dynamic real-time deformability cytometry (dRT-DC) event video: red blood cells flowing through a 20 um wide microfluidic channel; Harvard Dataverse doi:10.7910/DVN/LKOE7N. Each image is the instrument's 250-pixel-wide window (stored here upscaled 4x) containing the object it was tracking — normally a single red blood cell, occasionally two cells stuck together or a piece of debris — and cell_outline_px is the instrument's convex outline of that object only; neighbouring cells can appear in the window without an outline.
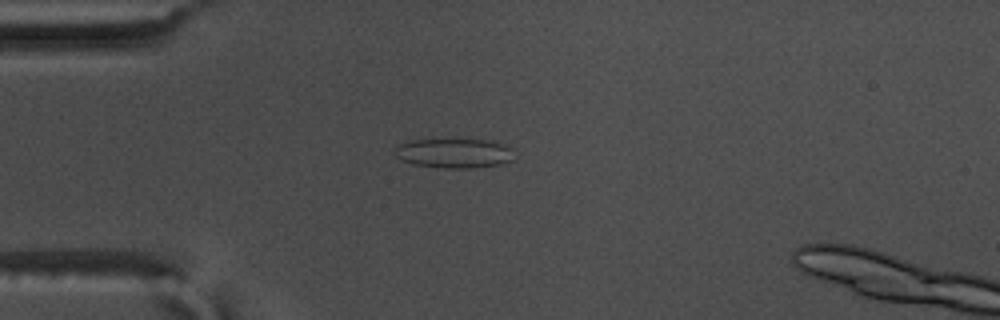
{"species": "common noctule bat (a hibernating species)", "species_latin": "Nyctalus noctula", "temperature_condition": "warm", "stored_images_in_passage": 49, "segment_of_instrument_passage": [1, 2], "camera_frame_rate_fps": 3000, "um_per_image_px": 0.085, "animal": {"sex": "male", "body_mass_g": 17.5, "forearm_length_mm": 52.3}, "frame": {"image": 1, "passage_image": 8, "time_ms": 2.333, "image_size_px": [1000, 320], "cell_outline_px": [[512, 160], [500, 164], [472, 168], [444, 168], [412, 164], [400, 160], [396, 156], [396, 148], [400, 144], [408, 140], [484, 140], [504, 144], [512, 148]], "centroid_in_image_um": [38.58, 13.03], "position_along_channel_um": 46.4, "area_um2": 20.35}}
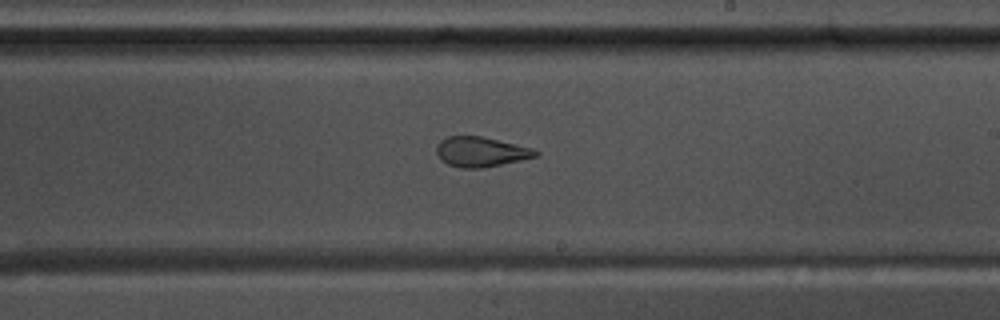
{"frame": {"image": 2, "passage_image": 26, "time_ms": 8.333, "image_size_px": [1000, 320], "cell_outline_px": [[540, 152], [536, 156], [520, 160], [484, 168], [460, 168], [448, 164], [440, 160], [436, 152], [436, 144], [440, 140], [448, 136], [480, 136], [532, 148]], "centroid_in_image_um": [40.82, 12.91], "position_along_channel_um": 248.2, "area_um2": 17.22}}
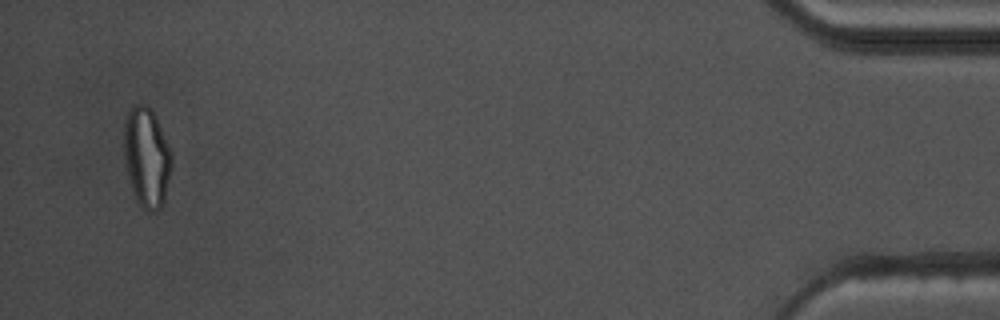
{"frame": {"image": 3, "passage_image": 47, "time_ms": 15.333, "image_size_px": [1000, 320], "cell_outline_px": [[172, 168], [164, 200], [160, 208], [156, 212], [148, 212], [136, 200], [124, 164], [124, 120], [128, 108], [136, 104], [144, 104], [152, 108], [156, 116], [172, 152]], "centroid_in_image_um": [12.47, 13.33], "position_along_channel_um": 422.7, "area_um2": 28.21}}